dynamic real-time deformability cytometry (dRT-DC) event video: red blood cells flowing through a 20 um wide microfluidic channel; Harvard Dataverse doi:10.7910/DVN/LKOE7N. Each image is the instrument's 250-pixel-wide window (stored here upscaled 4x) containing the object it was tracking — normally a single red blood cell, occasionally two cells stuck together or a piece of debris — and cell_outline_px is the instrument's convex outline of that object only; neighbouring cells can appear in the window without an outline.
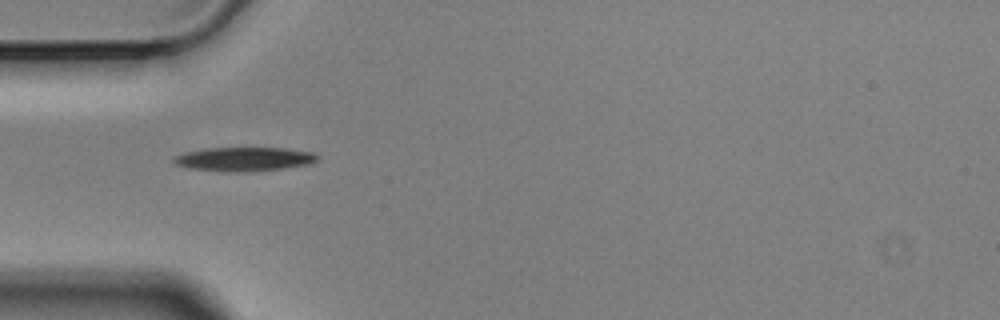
{"species": "Egyptian fruit bat (a non-hibernating species)", "species_latin": "Rousettus aegyptiacus", "temperature_condition": "cold", "stored_images_in_passage": 14, "camera_frame_rate_fps": 3000, "um_per_image_px": 0.085, "animal": {"sex": "male"}, "frame": {"image": 1, "passage_image": 1, "time_ms": 0.0, "image_size_px": [1000, 320], "cell_outline_px": [[320, 156], [312, 164], [284, 168], [248, 172], [224, 172], [188, 168], [172, 164], [172, 156], [184, 152], [204, 148], [284, 148], [312, 152]], "centroid_in_image_um": [20.69, 13.53], "position_along_channel_um": 64.3, "area_um2": 20.46}}
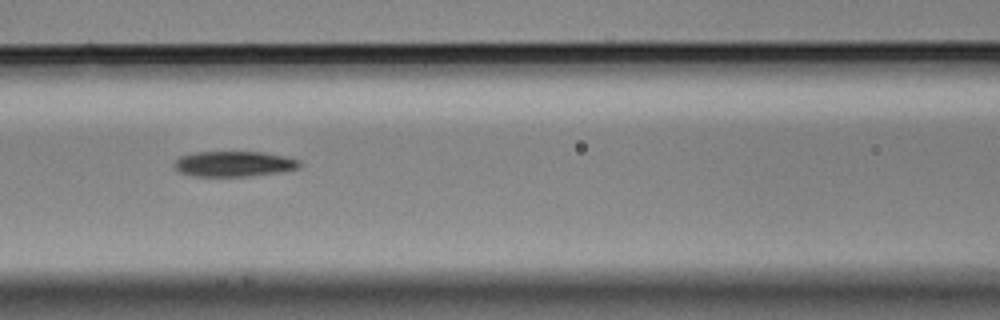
{"frame": {"image": 2, "passage_image": 8, "time_ms": 2.333, "image_size_px": [1000, 320], "cell_outline_px": [[300, 168], [284, 172], [252, 176], [192, 176], [180, 172], [172, 164], [180, 156], [192, 152], [264, 152], [284, 156], [300, 160]], "centroid_in_image_um": [19.91, 13.93], "position_along_channel_um": 146.7, "area_um2": 18.79}}
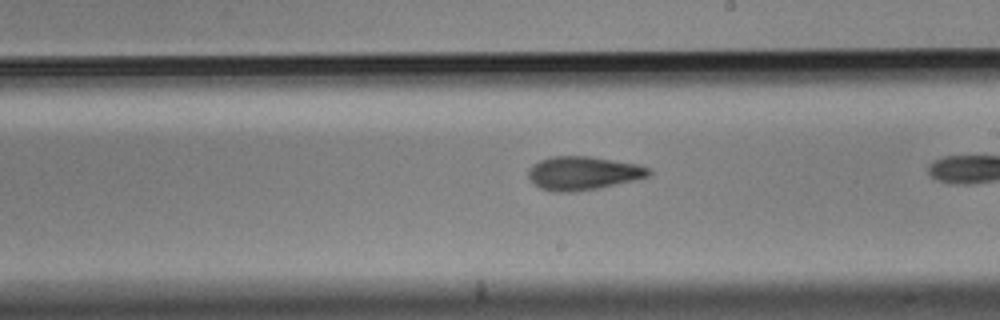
{"frame": {"image": 3, "passage_image": 13, "time_ms": 4.0, "image_size_px": [1000, 320], "cell_outline_px": [[652, 172], [648, 176], [600, 188], [576, 192], [556, 192], [540, 188], [528, 176], [528, 168], [532, 164], [540, 160], [552, 156], [588, 156], [640, 164], [648, 168]], "centroid_in_image_um": [49.55, 14.71], "position_along_channel_um": 239.5, "area_um2": 23.52}}